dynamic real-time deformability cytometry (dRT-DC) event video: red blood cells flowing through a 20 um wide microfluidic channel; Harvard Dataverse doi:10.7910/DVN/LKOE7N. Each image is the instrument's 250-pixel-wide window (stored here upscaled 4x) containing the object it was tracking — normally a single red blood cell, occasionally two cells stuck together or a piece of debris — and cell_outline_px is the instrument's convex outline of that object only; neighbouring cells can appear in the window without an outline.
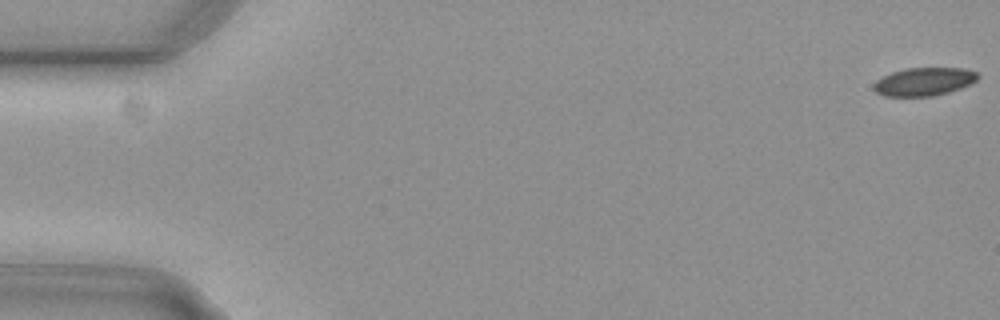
{"species": "common noctule bat (a hibernating species)", "species_latin": "Nyctalus noctula", "temperature_condition": "cold", "stored_images_in_passage": 18, "camera_frame_rate_fps": 3000, "um_per_image_px": 0.085, "animal": {"sex": "female", "body_mass_g": 29.2, "forearm_length_mm": 56.3}, "frame": {"image": 1, "passage_image": 1, "time_ms": 0.0, "image_size_px": [1000, 320], "cell_outline_px": [[980, 76], [976, 80], [960, 88], [948, 92], [932, 96], [884, 96], [876, 92], [872, 88], [872, 84], [876, 80], [892, 72], [904, 68], [964, 68], [976, 72]], "centroid_in_image_um": [78.5, 6.93], "position_along_channel_um": 6.5, "area_um2": 17.05}}
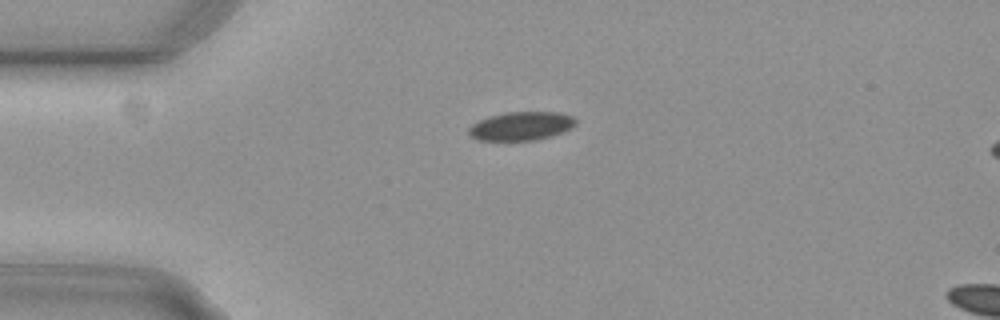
{"frame": {"image": 2, "passage_image": 14, "time_ms": 4.333, "image_size_px": [1000, 320], "cell_outline_px": [[576, 124], [572, 128], [552, 136], [536, 140], [480, 140], [472, 136], [468, 132], [468, 128], [472, 124], [488, 116], [504, 112], [560, 112], [572, 116], [576, 120]], "centroid_in_image_um": [44.32, 10.7], "position_along_channel_um": 40.7, "area_um2": 17.86}}